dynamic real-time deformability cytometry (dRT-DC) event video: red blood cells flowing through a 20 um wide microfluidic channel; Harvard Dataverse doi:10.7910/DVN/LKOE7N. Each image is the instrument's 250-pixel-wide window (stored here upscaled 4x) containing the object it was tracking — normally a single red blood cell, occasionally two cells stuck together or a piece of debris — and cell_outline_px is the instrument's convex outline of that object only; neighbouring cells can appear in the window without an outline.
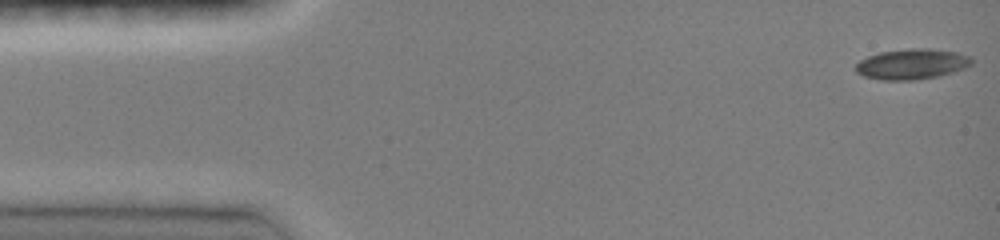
{"species": "common noctule bat (a hibernating species)", "species_latin": "Nyctalus noctula", "temperature_condition": "room temperature", "stored_images_in_passage": 47, "camera_frame_rate_fps": 3000, "um_per_image_px": 0.085, "animal": {"sex": "female", "body_mass_g": 19.0, "forearm_length_mm": 51.5}, "frame": {"image": 1, "passage_image": 1, "time_ms": 0.0, "image_size_px": [1000, 240], "cell_outline_px": [[972, 64], [964, 68], [952, 72], [936, 76], [912, 80], [880, 80], [864, 76], [856, 72], [856, 64], [860, 60], [868, 56], [880, 52], [912, 48], [928, 48], [956, 52], [972, 56]], "centroid_in_image_um": [77.51, 5.44], "position_along_channel_um": 7.5, "area_um2": 20.46}}
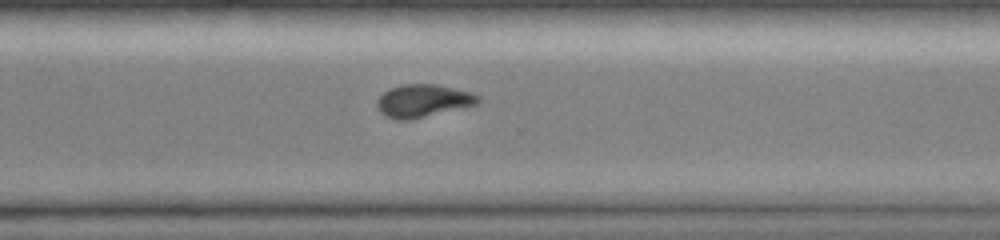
{"frame": {"image": 2, "passage_image": 34, "time_ms": 11.0, "image_size_px": [1000, 240], "cell_outline_px": [[480, 100], [476, 104], [412, 120], [396, 120], [384, 116], [376, 108], [376, 100], [388, 88], [400, 84], [436, 84], [472, 92], [480, 96]], "centroid_in_image_um": [35.9, 8.57], "position_along_channel_um": 334.7, "area_um2": 19.54}}
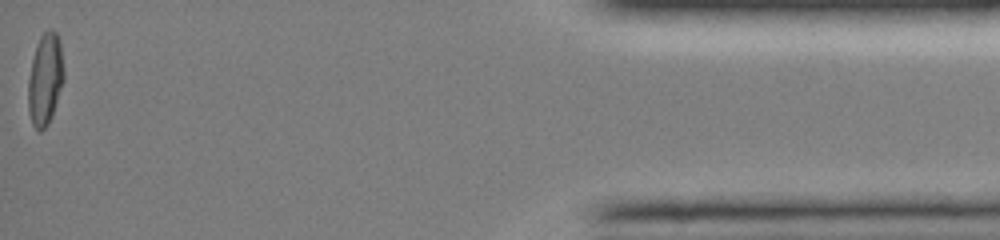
{"frame": {"image": 3, "passage_image": 47, "time_ms": 15.333, "image_size_px": [1000, 240], "cell_outline_px": [[64, 80], [52, 116], [48, 124], [40, 132], [36, 132], [32, 124], [28, 108], [28, 80], [32, 60], [40, 36], [48, 28], [52, 28], [56, 32], [60, 40], [64, 72]], "centroid_in_image_um": [3.85, 6.75], "position_along_channel_um": 431.4, "area_um2": 19.25}, "authors_computed_cell_mechanics": {"area_um2": 20.0566, "velocity_mm_per_s": 4.042, "shape_relaxation_time_tau1_ms": 6.8225, "shape_relaxation_time_tau2_ms": 8.7716, "deformation_change_tau1": 0.204, "deformation_change_tau2": 0.115}}